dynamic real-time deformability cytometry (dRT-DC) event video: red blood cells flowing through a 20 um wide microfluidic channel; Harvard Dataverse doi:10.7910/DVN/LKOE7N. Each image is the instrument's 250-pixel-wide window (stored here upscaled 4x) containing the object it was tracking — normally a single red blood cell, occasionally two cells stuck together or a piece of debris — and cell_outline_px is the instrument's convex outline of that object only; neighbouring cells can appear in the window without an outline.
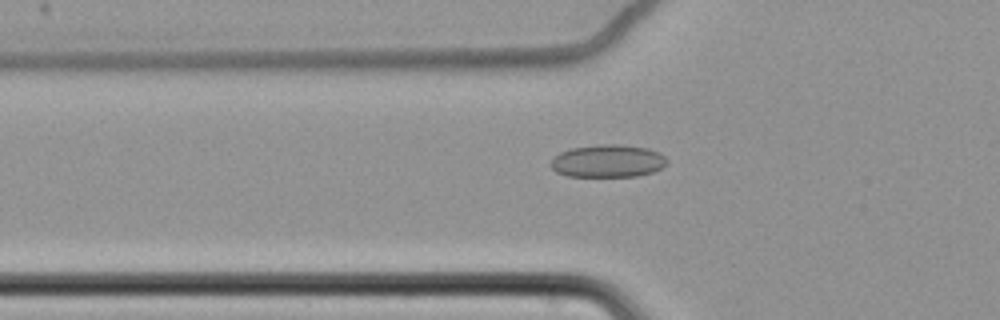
{"species": "common noctule bat (a hibernating species)", "species_latin": "Nyctalus noctula", "temperature_condition": "cold", "stored_images_in_passage": 60, "camera_frame_rate_fps": 3000, "um_per_image_px": 0.085, "animal": {"sex": "female", "body_mass_g": 22.7, "forearm_length_mm": 54.2}, "frame": {"image": 1, "passage_image": 24, "time_ms": 7.667, "image_size_px": [1000, 320], "cell_outline_px": [[668, 160], [660, 168], [652, 172], [636, 176], [568, 176], [556, 172], [552, 168], [552, 160], [560, 152], [572, 148], [600, 144], [620, 144], [648, 148], [660, 152]], "centroid_in_image_um": [51.68, 13.68], "position_along_channel_um": 74.1, "area_um2": 21.96}}
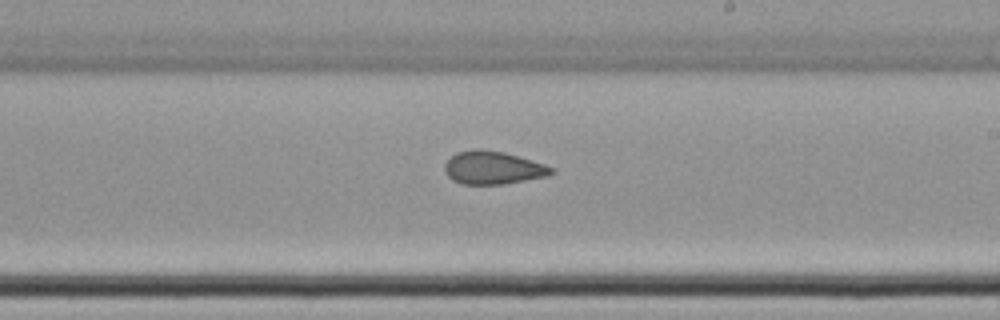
{"frame": {"image": 2, "passage_image": 39, "time_ms": 12.667, "image_size_px": [1000, 320], "cell_outline_px": [[556, 172], [548, 176], [504, 184], [464, 184], [452, 180], [444, 172], [444, 164], [456, 152], [476, 148], [480, 148], [504, 152], [544, 164], [556, 168]], "centroid_in_image_um": [41.91, 14.25], "position_along_channel_um": 247.1, "area_um2": 20.69}}
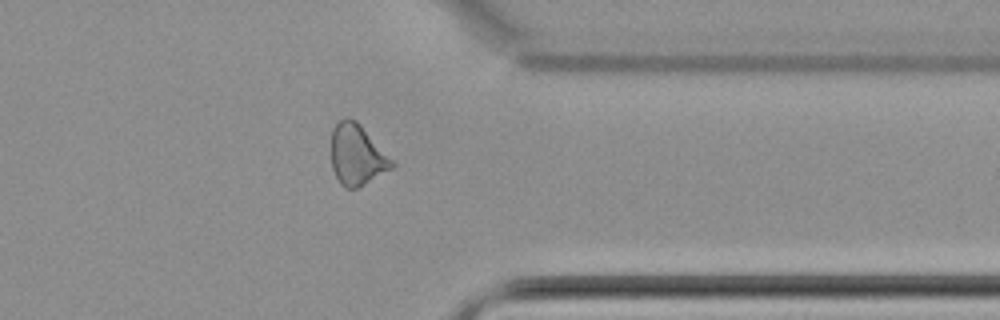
{"frame": {"image": 3, "passage_image": 51, "time_ms": 16.667, "image_size_px": [1000, 320], "cell_outline_px": [[396, 164], [392, 168], [356, 188], [344, 188], [340, 184], [332, 168], [332, 128], [340, 120], [348, 116], [356, 120], [360, 124]], "centroid_in_image_um": [30.32, 13.15], "position_along_channel_um": 381.1, "area_um2": 21.15}, "authors_computed_cell_mechanics": {"area_um2": 21.5594, "velocity_mm_per_s": 3.4777, "shape_relaxation_time_tau1_ms": null, "shape_relaxation_time_tau2_ms": 3.045, "deformation_change_tau1": null, "deformation_change_tau2": 0.0819}}